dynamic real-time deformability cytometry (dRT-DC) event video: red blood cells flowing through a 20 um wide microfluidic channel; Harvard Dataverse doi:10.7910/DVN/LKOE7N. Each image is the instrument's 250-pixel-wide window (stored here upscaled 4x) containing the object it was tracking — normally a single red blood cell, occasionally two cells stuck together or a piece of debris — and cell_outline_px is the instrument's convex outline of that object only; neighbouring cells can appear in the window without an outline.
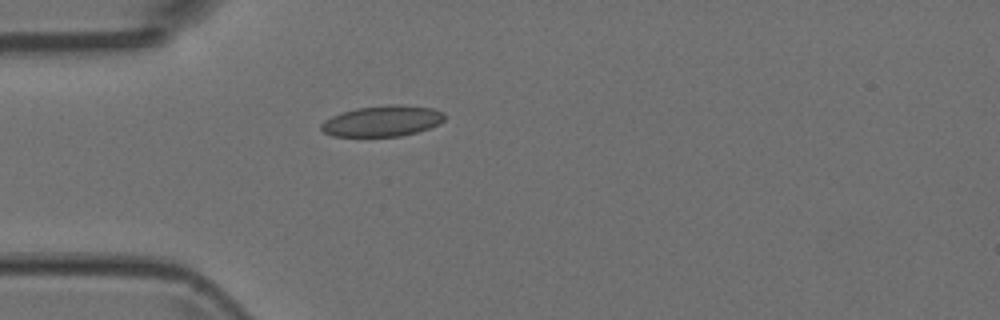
{"species": "Egyptian fruit bat (a non-hibernating species)", "species_latin": "Rousettus aegyptiacus", "temperature_condition": "room temperature", "stored_images_in_passage": 4, "camera_frame_rate_fps": 3000, "um_per_image_px": 0.085, "animal": {"sex": "female"}, "frame": {"image": 1, "passage_image": 4, "time_ms": 1.0, "image_size_px": [1000, 320], "cell_outline_px": [[444, 120], [440, 124], [416, 132], [400, 136], [332, 136], [324, 132], [320, 128], [320, 124], [324, 120], [332, 116], [356, 108], [392, 104], [396, 104], [432, 108], [444, 112]], "centroid_in_image_um": [32.5, 10.28], "position_along_channel_um": 52.5, "area_um2": 22.08}}